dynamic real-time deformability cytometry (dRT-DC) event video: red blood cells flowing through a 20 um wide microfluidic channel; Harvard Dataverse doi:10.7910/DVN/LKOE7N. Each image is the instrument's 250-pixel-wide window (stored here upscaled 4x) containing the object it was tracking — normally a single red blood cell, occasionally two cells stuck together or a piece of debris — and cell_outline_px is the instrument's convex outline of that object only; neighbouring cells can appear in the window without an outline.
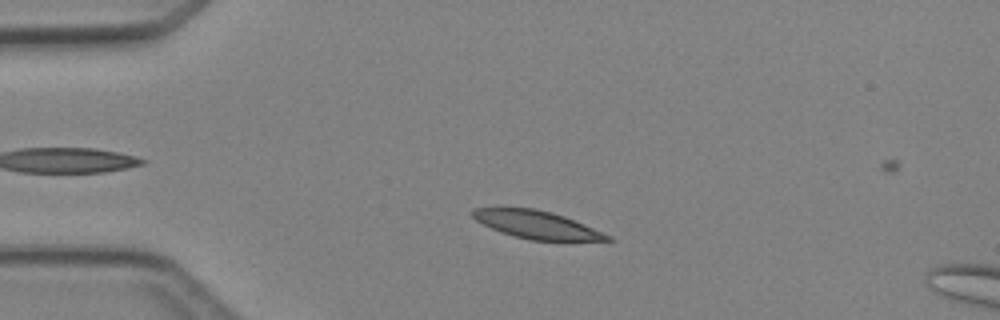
{"species": "Egyptian fruit bat (a non-hibernating species)", "species_latin": "Rousettus aegyptiacus", "temperature_condition": "cold", "stored_images_in_passage": 4, "camera_frame_rate_fps": 3000, "um_per_image_px": 0.085, "animal": {"sex": "female"}, "frame": {"image": 1, "passage_image": 2, "time_ms": 1.0, "image_size_px": [1000, 320], "cell_outline_px": [[616, 240], [532, 240], [500, 232], [476, 220], [472, 216], [472, 208], [532, 208], [552, 212], [564, 216], [612, 236]], "centroid_in_image_um": [45.62, 19.09], "position_along_channel_um": 39.4, "area_um2": 21.39}}
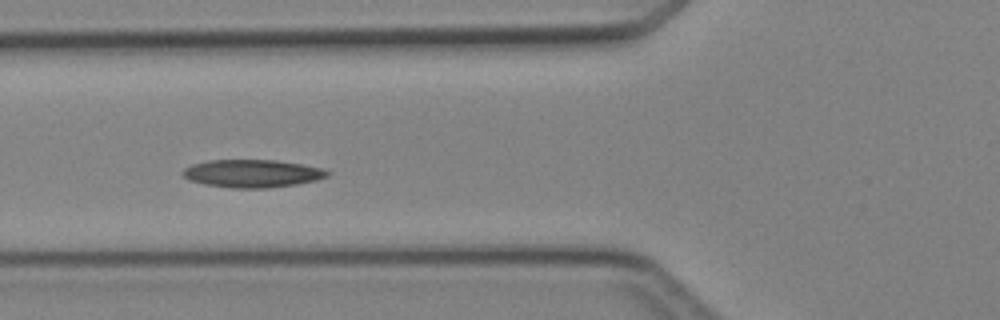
{"frame": {"image": 2, "passage_image": 4, "time_ms": 3.333, "image_size_px": [1000, 320], "cell_outline_px": [[332, 172], [328, 176], [316, 180], [296, 184], [268, 188], [232, 188], [204, 184], [188, 180], [180, 172], [184, 168], [192, 164], [208, 160], [276, 160], [304, 164], [324, 168]], "centroid_in_image_um": [21.46, 14.74], "position_along_channel_um": 104.3, "area_um2": 23.7}}